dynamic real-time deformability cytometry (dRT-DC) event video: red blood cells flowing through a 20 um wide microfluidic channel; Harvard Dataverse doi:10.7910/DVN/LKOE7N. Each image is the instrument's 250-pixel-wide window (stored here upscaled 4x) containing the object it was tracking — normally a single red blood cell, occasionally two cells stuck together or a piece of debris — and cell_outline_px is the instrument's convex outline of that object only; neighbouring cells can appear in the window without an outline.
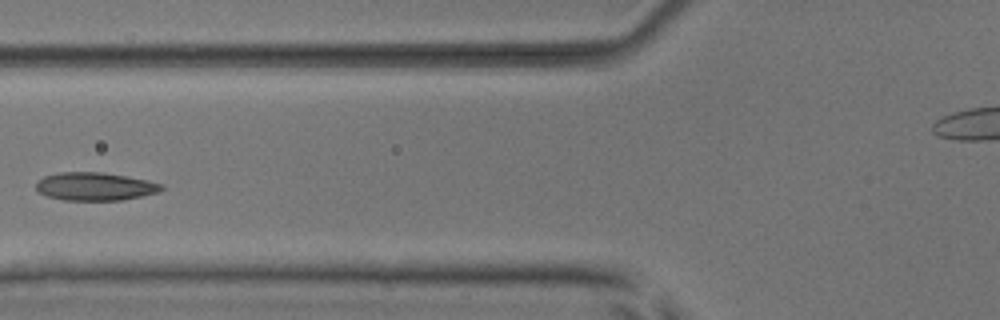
{"species": "common noctule bat (a hibernating species)", "species_latin": "Nyctalus noctula", "temperature_condition": "room temperature", "stored_images_in_passage": 11, "camera_frame_rate_fps": 3000, "um_per_image_px": 0.085, "animal": {"sex": "male", "body_mass_g": 17.9, "forearm_length_mm": 54.2}, "frame": {"image": 1, "passage_image": 5, "time_ms": 5.667, "image_size_px": [1000, 320], "cell_outline_px": [[164, 188], [160, 192], [120, 200], [64, 200], [48, 196], [36, 192], [36, 184], [44, 176], [60, 172], [104, 172], [148, 180], [164, 184]], "centroid_in_image_um": [8.09, 15.84], "position_along_channel_um": 117.7, "area_um2": 20.58}}
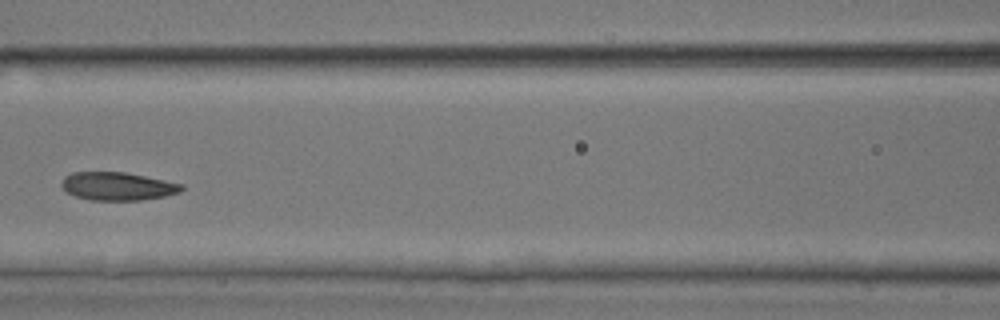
{"frame": {"image": 2, "passage_image": 6, "time_ms": 6.667, "image_size_px": [1000, 320], "cell_outline_px": [[184, 188], [180, 192], [164, 196], [140, 200], [92, 200], [76, 196], [64, 192], [60, 184], [64, 176], [72, 172], [124, 172], [184, 184]], "centroid_in_image_um": [9.96, 15.83], "position_along_channel_um": 156.6, "area_um2": 19.71}}
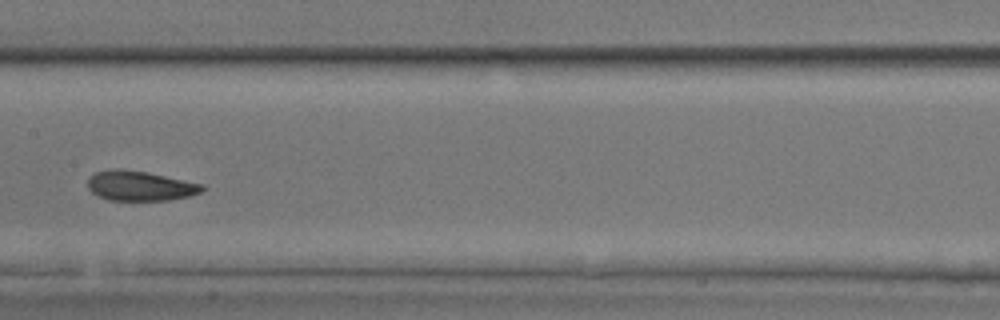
{"frame": {"image": 3, "passage_image": 7, "time_ms": 7.667, "image_size_px": [1000, 320], "cell_outline_px": [[204, 188], [200, 192], [188, 196], [168, 200], [108, 200], [96, 196], [88, 188], [88, 180], [96, 172], [148, 172], [204, 184]], "centroid_in_image_um": [11.96, 15.85], "position_along_channel_um": 195.4, "area_um2": 19.07}}